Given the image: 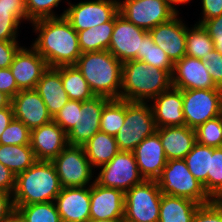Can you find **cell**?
Returning <instances> with one entry per match:
<instances>
[{"label":"cell","instance_id":"obj_16","mask_svg":"<svg viewBox=\"0 0 222 222\" xmlns=\"http://www.w3.org/2000/svg\"><path fill=\"white\" fill-rule=\"evenodd\" d=\"M14 118L21 121L30 130L53 120L48 109L35 89L20 90L12 99Z\"/></svg>","mask_w":222,"mask_h":222},{"label":"cell","instance_id":"obj_36","mask_svg":"<svg viewBox=\"0 0 222 222\" xmlns=\"http://www.w3.org/2000/svg\"><path fill=\"white\" fill-rule=\"evenodd\" d=\"M14 207L26 222H62L54 201Z\"/></svg>","mask_w":222,"mask_h":222},{"label":"cell","instance_id":"obj_8","mask_svg":"<svg viewBox=\"0 0 222 222\" xmlns=\"http://www.w3.org/2000/svg\"><path fill=\"white\" fill-rule=\"evenodd\" d=\"M178 12L170 0H124L119 2L120 15L147 31L169 21Z\"/></svg>","mask_w":222,"mask_h":222},{"label":"cell","instance_id":"obj_45","mask_svg":"<svg viewBox=\"0 0 222 222\" xmlns=\"http://www.w3.org/2000/svg\"><path fill=\"white\" fill-rule=\"evenodd\" d=\"M18 41L0 40V69L9 68L21 46Z\"/></svg>","mask_w":222,"mask_h":222},{"label":"cell","instance_id":"obj_9","mask_svg":"<svg viewBox=\"0 0 222 222\" xmlns=\"http://www.w3.org/2000/svg\"><path fill=\"white\" fill-rule=\"evenodd\" d=\"M185 125L196 129L222 115V89L182 90Z\"/></svg>","mask_w":222,"mask_h":222},{"label":"cell","instance_id":"obj_15","mask_svg":"<svg viewBox=\"0 0 222 222\" xmlns=\"http://www.w3.org/2000/svg\"><path fill=\"white\" fill-rule=\"evenodd\" d=\"M172 87L180 90L222 89L214 84L201 59L187 55L174 63Z\"/></svg>","mask_w":222,"mask_h":222},{"label":"cell","instance_id":"obj_23","mask_svg":"<svg viewBox=\"0 0 222 222\" xmlns=\"http://www.w3.org/2000/svg\"><path fill=\"white\" fill-rule=\"evenodd\" d=\"M151 104L157 128L184 126L182 90L171 87L152 99Z\"/></svg>","mask_w":222,"mask_h":222},{"label":"cell","instance_id":"obj_37","mask_svg":"<svg viewBox=\"0 0 222 222\" xmlns=\"http://www.w3.org/2000/svg\"><path fill=\"white\" fill-rule=\"evenodd\" d=\"M207 194L212 200L222 201V147L213 148V153L210 155Z\"/></svg>","mask_w":222,"mask_h":222},{"label":"cell","instance_id":"obj_51","mask_svg":"<svg viewBox=\"0 0 222 222\" xmlns=\"http://www.w3.org/2000/svg\"><path fill=\"white\" fill-rule=\"evenodd\" d=\"M2 222H26L21 214L15 209L7 218Z\"/></svg>","mask_w":222,"mask_h":222},{"label":"cell","instance_id":"obj_22","mask_svg":"<svg viewBox=\"0 0 222 222\" xmlns=\"http://www.w3.org/2000/svg\"><path fill=\"white\" fill-rule=\"evenodd\" d=\"M133 153L139 173L145 180H156L168 161L157 132L142 140Z\"/></svg>","mask_w":222,"mask_h":222},{"label":"cell","instance_id":"obj_38","mask_svg":"<svg viewBox=\"0 0 222 222\" xmlns=\"http://www.w3.org/2000/svg\"><path fill=\"white\" fill-rule=\"evenodd\" d=\"M196 142L210 147H222V115L208 120L196 129Z\"/></svg>","mask_w":222,"mask_h":222},{"label":"cell","instance_id":"obj_13","mask_svg":"<svg viewBox=\"0 0 222 222\" xmlns=\"http://www.w3.org/2000/svg\"><path fill=\"white\" fill-rule=\"evenodd\" d=\"M148 34L147 30L137 27L118 13L108 51L122 63L136 60L142 41Z\"/></svg>","mask_w":222,"mask_h":222},{"label":"cell","instance_id":"obj_50","mask_svg":"<svg viewBox=\"0 0 222 222\" xmlns=\"http://www.w3.org/2000/svg\"><path fill=\"white\" fill-rule=\"evenodd\" d=\"M14 119L12 105L0 109V137L6 127Z\"/></svg>","mask_w":222,"mask_h":222},{"label":"cell","instance_id":"obj_19","mask_svg":"<svg viewBox=\"0 0 222 222\" xmlns=\"http://www.w3.org/2000/svg\"><path fill=\"white\" fill-rule=\"evenodd\" d=\"M30 145L38 161H52L67 145V133L54 121L31 130Z\"/></svg>","mask_w":222,"mask_h":222},{"label":"cell","instance_id":"obj_3","mask_svg":"<svg viewBox=\"0 0 222 222\" xmlns=\"http://www.w3.org/2000/svg\"><path fill=\"white\" fill-rule=\"evenodd\" d=\"M171 87L172 75L168 71L138 60L123 63L121 100L149 102L148 99H153Z\"/></svg>","mask_w":222,"mask_h":222},{"label":"cell","instance_id":"obj_4","mask_svg":"<svg viewBox=\"0 0 222 222\" xmlns=\"http://www.w3.org/2000/svg\"><path fill=\"white\" fill-rule=\"evenodd\" d=\"M62 187L52 161H36L16 175L12 194L14 205H30L55 201Z\"/></svg>","mask_w":222,"mask_h":222},{"label":"cell","instance_id":"obj_7","mask_svg":"<svg viewBox=\"0 0 222 222\" xmlns=\"http://www.w3.org/2000/svg\"><path fill=\"white\" fill-rule=\"evenodd\" d=\"M162 193L156 180H143L125 192L124 222H158Z\"/></svg>","mask_w":222,"mask_h":222},{"label":"cell","instance_id":"obj_44","mask_svg":"<svg viewBox=\"0 0 222 222\" xmlns=\"http://www.w3.org/2000/svg\"><path fill=\"white\" fill-rule=\"evenodd\" d=\"M202 26L208 31L213 40L215 50L222 54V14L216 18L206 20Z\"/></svg>","mask_w":222,"mask_h":222},{"label":"cell","instance_id":"obj_52","mask_svg":"<svg viewBox=\"0 0 222 222\" xmlns=\"http://www.w3.org/2000/svg\"><path fill=\"white\" fill-rule=\"evenodd\" d=\"M11 105V98L0 91V109Z\"/></svg>","mask_w":222,"mask_h":222},{"label":"cell","instance_id":"obj_33","mask_svg":"<svg viewBox=\"0 0 222 222\" xmlns=\"http://www.w3.org/2000/svg\"><path fill=\"white\" fill-rule=\"evenodd\" d=\"M125 116L126 100L111 99L102 110L100 131L115 137L124 124Z\"/></svg>","mask_w":222,"mask_h":222},{"label":"cell","instance_id":"obj_20","mask_svg":"<svg viewBox=\"0 0 222 222\" xmlns=\"http://www.w3.org/2000/svg\"><path fill=\"white\" fill-rule=\"evenodd\" d=\"M54 202L62 222L90 220V185L62 188Z\"/></svg>","mask_w":222,"mask_h":222},{"label":"cell","instance_id":"obj_24","mask_svg":"<svg viewBox=\"0 0 222 222\" xmlns=\"http://www.w3.org/2000/svg\"><path fill=\"white\" fill-rule=\"evenodd\" d=\"M35 90L43 99L52 118L69 101L61 79L60 67H48L38 81Z\"/></svg>","mask_w":222,"mask_h":222},{"label":"cell","instance_id":"obj_14","mask_svg":"<svg viewBox=\"0 0 222 222\" xmlns=\"http://www.w3.org/2000/svg\"><path fill=\"white\" fill-rule=\"evenodd\" d=\"M110 100L104 96H94L89 100L82 101V107L77 108L76 123L67 133L68 145L83 146L100 131L101 113Z\"/></svg>","mask_w":222,"mask_h":222},{"label":"cell","instance_id":"obj_18","mask_svg":"<svg viewBox=\"0 0 222 222\" xmlns=\"http://www.w3.org/2000/svg\"><path fill=\"white\" fill-rule=\"evenodd\" d=\"M20 90L35 89L42 74L48 68L44 58L31 47H21L9 67Z\"/></svg>","mask_w":222,"mask_h":222},{"label":"cell","instance_id":"obj_39","mask_svg":"<svg viewBox=\"0 0 222 222\" xmlns=\"http://www.w3.org/2000/svg\"><path fill=\"white\" fill-rule=\"evenodd\" d=\"M31 130L21 121L13 119L0 137V144L29 145Z\"/></svg>","mask_w":222,"mask_h":222},{"label":"cell","instance_id":"obj_43","mask_svg":"<svg viewBox=\"0 0 222 222\" xmlns=\"http://www.w3.org/2000/svg\"><path fill=\"white\" fill-rule=\"evenodd\" d=\"M201 60L208 68V73L214 84L222 88V54L214 49Z\"/></svg>","mask_w":222,"mask_h":222},{"label":"cell","instance_id":"obj_6","mask_svg":"<svg viewBox=\"0 0 222 222\" xmlns=\"http://www.w3.org/2000/svg\"><path fill=\"white\" fill-rule=\"evenodd\" d=\"M157 130L153 110L147 102L126 101L123 126L115 136L120 151L133 152L135 147Z\"/></svg>","mask_w":222,"mask_h":222},{"label":"cell","instance_id":"obj_32","mask_svg":"<svg viewBox=\"0 0 222 222\" xmlns=\"http://www.w3.org/2000/svg\"><path fill=\"white\" fill-rule=\"evenodd\" d=\"M213 148L196 142L192 150L184 158L188 169L203 184L206 192L207 174L210 172V155L213 153Z\"/></svg>","mask_w":222,"mask_h":222},{"label":"cell","instance_id":"obj_30","mask_svg":"<svg viewBox=\"0 0 222 222\" xmlns=\"http://www.w3.org/2000/svg\"><path fill=\"white\" fill-rule=\"evenodd\" d=\"M31 145H4L0 144V162L15 175L26 171L35 162Z\"/></svg>","mask_w":222,"mask_h":222},{"label":"cell","instance_id":"obj_10","mask_svg":"<svg viewBox=\"0 0 222 222\" xmlns=\"http://www.w3.org/2000/svg\"><path fill=\"white\" fill-rule=\"evenodd\" d=\"M62 188L88 186L92 179V166L83 146L67 145L52 160Z\"/></svg>","mask_w":222,"mask_h":222},{"label":"cell","instance_id":"obj_17","mask_svg":"<svg viewBox=\"0 0 222 222\" xmlns=\"http://www.w3.org/2000/svg\"><path fill=\"white\" fill-rule=\"evenodd\" d=\"M178 13L165 23L149 30L153 42L175 63L186 55L187 26L178 18Z\"/></svg>","mask_w":222,"mask_h":222},{"label":"cell","instance_id":"obj_26","mask_svg":"<svg viewBox=\"0 0 222 222\" xmlns=\"http://www.w3.org/2000/svg\"><path fill=\"white\" fill-rule=\"evenodd\" d=\"M22 19L28 20L26 0H0V40L17 41Z\"/></svg>","mask_w":222,"mask_h":222},{"label":"cell","instance_id":"obj_41","mask_svg":"<svg viewBox=\"0 0 222 222\" xmlns=\"http://www.w3.org/2000/svg\"><path fill=\"white\" fill-rule=\"evenodd\" d=\"M82 107V101L69 100L53 120L68 133L76 123L77 108Z\"/></svg>","mask_w":222,"mask_h":222},{"label":"cell","instance_id":"obj_40","mask_svg":"<svg viewBox=\"0 0 222 222\" xmlns=\"http://www.w3.org/2000/svg\"><path fill=\"white\" fill-rule=\"evenodd\" d=\"M62 0H26L27 18L28 21L33 22L35 20L43 18H57L53 12L54 7H58L59 2Z\"/></svg>","mask_w":222,"mask_h":222},{"label":"cell","instance_id":"obj_49","mask_svg":"<svg viewBox=\"0 0 222 222\" xmlns=\"http://www.w3.org/2000/svg\"><path fill=\"white\" fill-rule=\"evenodd\" d=\"M15 210L12 194L0 190V222Z\"/></svg>","mask_w":222,"mask_h":222},{"label":"cell","instance_id":"obj_34","mask_svg":"<svg viewBox=\"0 0 222 222\" xmlns=\"http://www.w3.org/2000/svg\"><path fill=\"white\" fill-rule=\"evenodd\" d=\"M215 49L208 31L201 25L195 24L186 31V55L202 59Z\"/></svg>","mask_w":222,"mask_h":222},{"label":"cell","instance_id":"obj_29","mask_svg":"<svg viewBox=\"0 0 222 222\" xmlns=\"http://www.w3.org/2000/svg\"><path fill=\"white\" fill-rule=\"evenodd\" d=\"M115 25V17L102 25L78 31L82 53L108 50Z\"/></svg>","mask_w":222,"mask_h":222},{"label":"cell","instance_id":"obj_46","mask_svg":"<svg viewBox=\"0 0 222 222\" xmlns=\"http://www.w3.org/2000/svg\"><path fill=\"white\" fill-rule=\"evenodd\" d=\"M0 91L11 99L20 91L10 68L0 69Z\"/></svg>","mask_w":222,"mask_h":222},{"label":"cell","instance_id":"obj_11","mask_svg":"<svg viewBox=\"0 0 222 222\" xmlns=\"http://www.w3.org/2000/svg\"><path fill=\"white\" fill-rule=\"evenodd\" d=\"M95 182L106 188H115L124 193L140 184V175L133 152L119 151L110 162L100 167Z\"/></svg>","mask_w":222,"mask_h":222},{"label":"cell","instance_id":"obj_54","mask_svg":"<svg viewBox=\"0 0 222 222\" xmlns=\"http://www.w3.org/2000/svg\"><path fill=\"white\" fill-rule=\"evenodd\" d=\"M174 5L176 4H185L187 2H189L190 0H170Z\"/></svg>","mask_w":222,"mask_h":222},{"label":"cell","instance_id":"obj_31","mask_svg":"<svg viewBox=\"0 0 222 222\" xmlns=\"http://www.w3.org/2000/svg\"><path fill=\"white\" fill-rule=\"evenodd\" d=\"M60 74L69 100L86 101L95 95L81 72L74 66H60Z\"/></svg>","mask_w":222,"mask_h":222},{"label":"cell","instance_id":"obj_53","mask_svg":"<svg viewBox=\"0 0 222 222\" xmlns=\"http://www.w3.org/2000/svg\"><path fill=\"white\" fill-rule=\"evenodd\" d=\"M88 222H124L123 219H90Z\"/></svg>","mask_w":222,"mask_h":222},{"label":"cell","instance_id":"obj_28","mask_svg":"<svg viewBox=\"0 0 222 222\" xmlns=\"http://www.w3.org/2000/svg\"><path fill=\"white\" fill-rule=\"evenodd\" d=\"M83 148L92 168L107 164L120 151L115 137L101 131L94 134Z\"/></svg>","mask_w":222,"mask_h":222},{"label":"cell","instance_id":"obj_2","mask_svg":"<svg viewBox=\"0 0 222 222\" xmlns=\"http://www.w3.org/2000/svg\"><path fill=\"white\" fill-rule=\"evenodd\" d=\"M74 66L95 96L120 99L123 63L108 50L82 53Z\"/></svg>","mask_w":222,"mask_h":222},{"label":"cell","instance_id":"obj_21","mask_svg":"<svg viewBox=\"0 0 222 222\" xmlns=\"http://www.w3.org/2000/svg\"><path fill=\"white\" fill-rule=\"evenodd\" d=\"M125 193L115 188L90 185V219H123Z\"/></svg>","mask_w":222,"mask_h":222},{"label":"cell","instance_id":"obj_47","mask_svg":"<svg viewBox=\"0 0 222 222\" xmlns=\"http://www.w3.org/2000/svg\"><path fill=\"white\" fill-rule=\"evenodd\" d=\"M203 18L197 24H203L206 20L216 18L222 14V0H202Z\"/></svg>","mask_w":222,"mask_h":222},{"label":"cell","instance_id":"obj_27","mask_svg":"<svg viewBox=\"0 0 222 222\" xmlns=\"http://www.w3.org/2000/svg\"><path fill=\"white\" fill-rule=\"evenodd\" d=\"M200 206L187 198L162 194L158 222H192Z\"/></svg>","mask_w":222,"mask_h":222},{"label":"cell","instance_id":"obj_35","mask_svg":"<svg viewBox=\"0 0 222 222\" xmlns=\"http://www.w3.org/2000/svg\"><path fill=\"white\" fill-rule=\"evenodd\" d=\"M136 60L147 63L151 67L166 70L171 75L173 73L174 63L167 54L153 42L150 34L143 39L141 52L137 53Z\"/></svg>","mask_w":222,"mask_h":222},{"label":"cell","instance_id":"obj_5","mask_svg":"<svg viewBox=\"0 0 222 222\" xmlns=\"http://www.w3.org/2000/svg\"><path fill=\"white\" fill-rule=\"evenodd\" d=\"M156 181L163 195L187 198L200 205L213 201L203 184L190 172L184 159L168 160Z\"/></svg>","mask_w":222,"mask_h":222},{"label":"cell","instance_id":"obj_42","mask_svg":"<svg viewBox=\"0 0 222 222\" xmlns=\"http://www.w3.org/2000/svg\"><path fill=\"white\" fill-rule=\"evenodd\" d=\"M192 222H222V201L213 200L208 204L201 205Z\"/></svg>","mask_w":222,"mask_h":222},{"label":"cell","instance_id":"obj_12","mask_svg":"<svg viewBox=\"0 0 222 222\" xmlns=\"http://www.w3.org/2000/svg\"><path fill=\"white\" fill-rule=\"evenodd\" d=\"M69 7L62 13L78 32L111 21L119 13V2L116 0L84 1L78 4L68 3Z\"/></svg>","mask_w":222,"mask_h":222},{"label":"cell","instance_id":"obj_48","mask_svg":"<svg viewBox=\"0 0 222 222\" xmlns=\"http://www.w3.org/2000/svg\"><path fill=\"white\" fill-rule=\"evenodd\" d=\"M16 185V175L0 162V190L13 194Z\"/></svg>","mask_w":222,"mask_h":222},{"label":"cell","instance_id":"obj_25","mask_svg":"<svg viewBox=\"0 0 222 222\" xmlns=\"http://www.w3.org/2000/svg\"><path fill=\"white\" fill-rule=\"evenodd\" d=\"M167 160L184 159L196 143L195 129L184 126L157 128Z\"/></svg>","mask_w":222,"mask_h":222},{"label":"cell","instance_id":"obj_1","mask_svg":"<svg viewBox=\"0 0 222 222\" xmlns=\"http://www.w3.org/2000/svg\"><path fill=\"white\" fill-rule=\"evenodd\" d=\"M38 38L32 47L45 59L48 67L75 65L82 52L78 32L63 16L43 18L31 22Z\"/></svg>","mask_w":222,"mask_h":222}]
</instances>
